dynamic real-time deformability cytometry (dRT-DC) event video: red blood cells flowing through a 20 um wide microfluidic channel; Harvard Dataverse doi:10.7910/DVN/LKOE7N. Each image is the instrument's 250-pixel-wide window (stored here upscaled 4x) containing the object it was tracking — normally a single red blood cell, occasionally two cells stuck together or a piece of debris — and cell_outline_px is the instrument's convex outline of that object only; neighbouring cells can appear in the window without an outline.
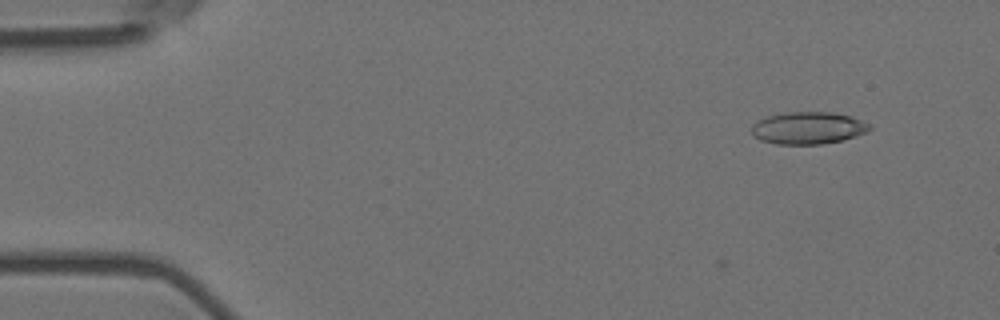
{"species": "Egyptian fruit bat (a non-hibernating species)", "species_latin": "Rousettus aegyptiacus", "temperature_condition": "room temperature", "stored_images_in_passage": 4, "camera_frame_rate_fps": 3000, "um_per_image_px": 0.085, "animal": {"sex": "female"}, "frame": {"image": 1, "passage_image": 4, "time_ms": 1.0, "image_size_px": [1000, 320], "cell_outline_px": [[872, 128], [856, 136], [840, 140], [820, 144], [776, 144], [760, 140], [752, 136], [752, 124], [768, 116], [784, 112], [832, 112], [852, 116], [872, 124]], "centroid_in_image_um": [68.69, 10.87], "position_along_channel_um": 16.3, "area_um2": 22.2}}